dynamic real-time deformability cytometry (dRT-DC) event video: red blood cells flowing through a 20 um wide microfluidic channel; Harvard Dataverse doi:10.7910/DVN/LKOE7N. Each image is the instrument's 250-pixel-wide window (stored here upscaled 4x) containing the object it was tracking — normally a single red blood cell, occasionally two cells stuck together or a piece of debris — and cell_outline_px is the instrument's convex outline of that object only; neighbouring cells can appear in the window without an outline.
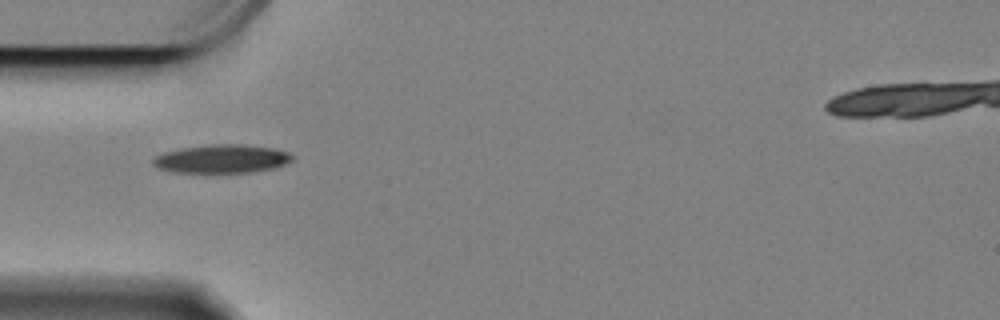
{"species": "Egyptian fruit bat (a non-hibernating species)", "species_latin": "Rousettus aegyptiacus", "temperature_condition": "cold", "stored_images_in_passage": 43, "camera_frame_rate_fps": 3000, "um_per_image_px": 0.085, "animal": {"sex": "female"}, "frame": {"image": 1, "passage_image": 1, "time_ms": 0.0, "image_size_px": [1000, 320], "cell_outline_px": [[292, 160], [284, 164], [272, 168], [248, 172], [172, 172], [160, 168], [152, 164], [152, 160], [156, 156], [164, 152], [184, 148], [212, 144], [240, 144], [276, 148], [288, 152], [292, 156]], "centroid_in_image_um": [18.85, 13.49], "position_along_channel_um": 66.1, "area_um2": 22.77}}
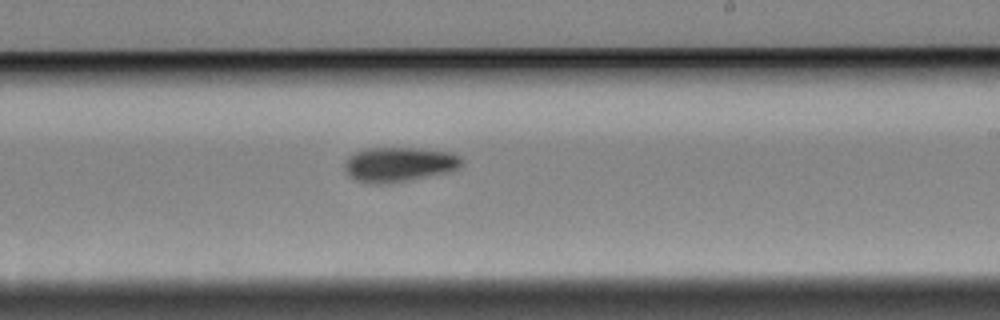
{"frame": {"image": 2, "passage_image": 18, "time_ms": 5.667, "image_size_px": [1000, 320], "cell_outline_px": [[460, 164], [456, 168], [440, 172], [404, 180], [360, 180], [352, 176], [344, 168], [344, 164], [348, 156], [356, 152], [368, 148], [416, 148], [448, 152], [460, 156]], "centroid_in_image_um": [33.89, 13.89], "position_along_channel_um": 255.1, "area_um2": 21.79}}
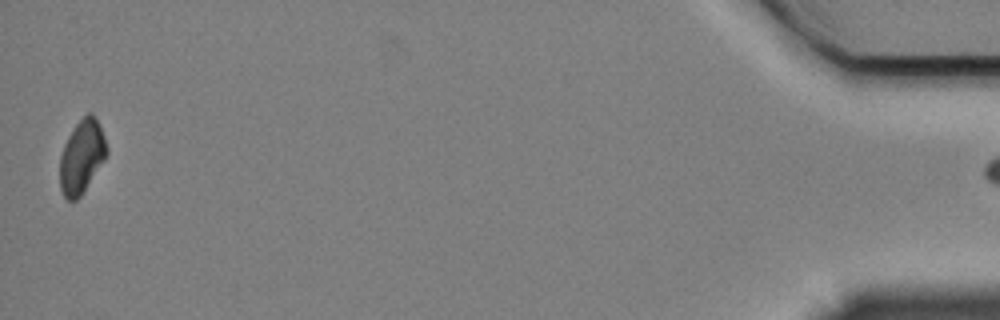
{"frame": {"image": 3, "passage_image": 42, "time_ms": 13.667, "image_size_px": [1000, 320], "cell_outline_px": [[108, 152], [104, 160], [84, 192], [76, 200], [68, 200], [64, 196], [60, 188], [60, 156], [64, 144], [68, 136], [76, 124], [88, 112], [92, 112], [96, 116], [100, 124], [108, 148]], "centroid_in_image_um": [6.96, 13.3], "position_along_channel_um": 428.2, "area_um2": 20.11}}